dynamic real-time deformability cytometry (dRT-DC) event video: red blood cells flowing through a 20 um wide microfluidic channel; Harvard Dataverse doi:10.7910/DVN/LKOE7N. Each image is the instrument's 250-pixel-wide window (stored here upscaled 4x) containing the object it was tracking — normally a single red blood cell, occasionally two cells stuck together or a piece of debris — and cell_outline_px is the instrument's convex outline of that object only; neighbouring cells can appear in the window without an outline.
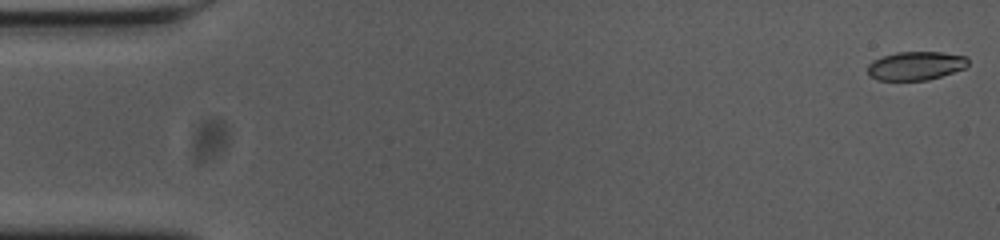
{"species": "common noctule bat (a hibernating species)", "species_latin": "Nyctalus noctula", "temperature_condition": "cold", "stored_images_in_passage": 55, "camera_frame_rate_fps": 3000, "um_per_image_px": 0.085, "animal": {"sex": "female", "body_mass_g": 23.0, "forearm_length_mm": 53.4}, "frame": {"image": 1, "passage_image": 1, "time_ms": 0.0, "image_size_px": [1000, 240], "cell_outline_px": [[968, 64], [964, 68], [928, 80], [876, 80], [868, 76], [868, 64], [872, 60], [896, 52], [944, 52], [968, 56]], "centroid_in_image_um": [77.82, 5.58], "position_along_channel_um": 7.2, "area_um2": 16.82}}
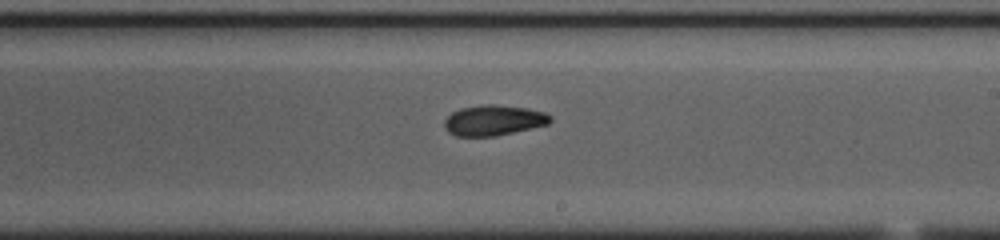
{"frame": {"image": 2, "passage_image": 32, "time_ms": 10.333, "image_size_px": [1000, 240], "cell_outline_px": [[552, 120], [548, 124], [532, 128], [496, 136], [456, 136], [448, 132], [444, 128], [444, 120], [452, 112], [460, 108], [480, 104], [496, 104], [528, 108], [544, 112], [552, 116]], "centroid_in_image_um": [41.95, 10.22], "position_along_channel_um": 247.0, "area_um2": 19.02}}
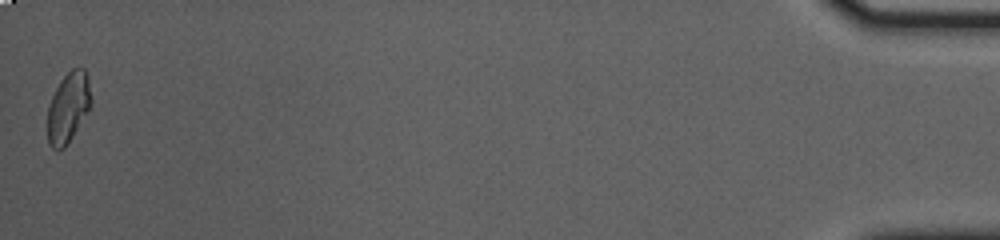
{"frame": {"image": 3, "passage_image": 55, "time_ms": 18.0, "image_size_px": [1000, 240], "cell_outline_px": [[92, 104], [68, 144], [64, 148], [52, 148], [48, 144], [48, 104], [60, 80], [72, 68], [84, 68], [88, 76], [92, 96]], "centroid_in_image_um": [5.82, 9.11], "position_along_channel_um": 429.4, "area_um2": 17.92}, "authors_computed_cell_mechanics": {"area_um2": 18.0914, "velocity_mm_per_s": 3.6842, "shape_relaxation_time_tau1_ms": 4.311, "shape_relaxation_time_tau2_ms": 9.7596, "deformation_change_tau1": 0.1434, "deformation_change_tau2": 0.1527}}